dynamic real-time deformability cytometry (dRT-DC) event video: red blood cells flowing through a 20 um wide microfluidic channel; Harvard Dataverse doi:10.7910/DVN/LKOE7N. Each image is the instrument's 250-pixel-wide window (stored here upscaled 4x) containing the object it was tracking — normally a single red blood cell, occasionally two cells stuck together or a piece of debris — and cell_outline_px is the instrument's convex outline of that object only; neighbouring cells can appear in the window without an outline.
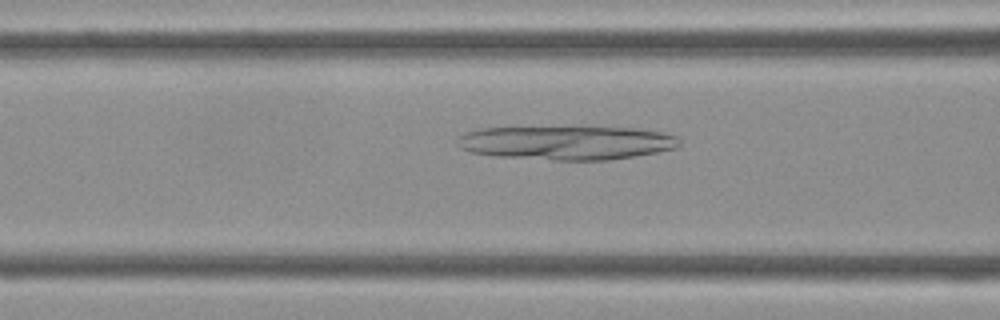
{"species": "Egyptian fruit bat (a non-hibernating species)", "species_latin": "Rousettus aegyptiacus", "temperature_condition": "cold", "stored_images_in_passage": 44, "camera_frame_rate_fps": 3000, "um_per_image_px": 0.085, "frame": {"image": 1, "passage_image": 17, "time_ms": 5.333, "image_size_px": [1000, 320], "cell_outline_px": [[680, 144], [676, 148], [656, 152], [608, 160], [552, 160], [496, 156], [468, 152], [460, 148], [456, 144], [456, 140], [464, 132], [480, 128], [636, 128], [660, 132], [680, 136]], "centroid_in_image_um": [48.13, 12.14], "position_along_channel_um": 118.5, "area_um2": 43.64}}
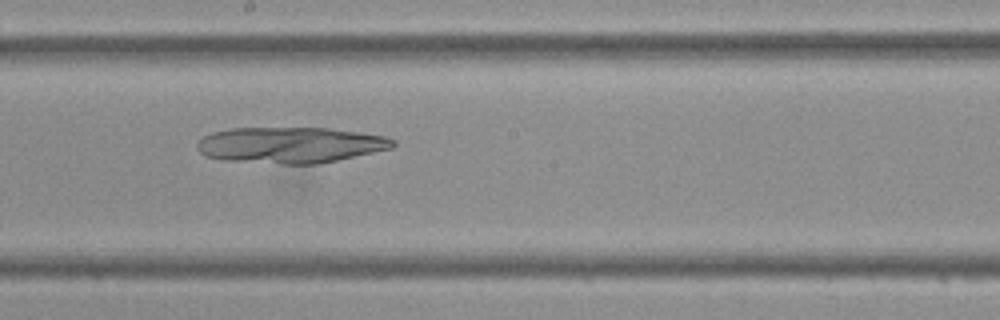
{"frame": {"image": 2, "passage_image": 24, "time_ms": 7.667, "image_size_px": [1000, 320], "cell_outline_px": [[396, 144], [392, 148], [336, 160], [316, 164], [284, 164], [224, 160], [204, 156], [196, 148], [196, 144], [204, 136], [212, 132], [232, 128], [328, 128], [384, 136], [396, 140]], "centroid_in_image_um": [24.64, 12.32], "position_along_channel_um": 223.6, "area_um2": 40.92}}
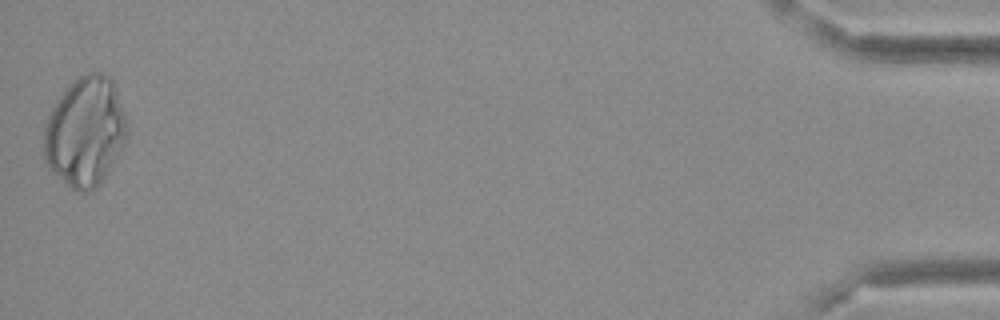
{"frame": {"image": 3, "passage_image": 44, "time_ms": 14.333, "image_size_px": [1000, 320], "cell_outline_px": [[128, 136], [124, 144], [108, 172], [100, 184], [88, 192], [80, 192], [72, 188], [52, 172], [44, 160], [44, 124], [56, 100], [64, 88], [72, 80], [88, 72], [104, 72], [112, 76], [116, 84], [128, 120]], "centroid_in_image_um": [7.27, 11.14], "position_along_channel_um": 427.9, "area_um2": 54.04}}